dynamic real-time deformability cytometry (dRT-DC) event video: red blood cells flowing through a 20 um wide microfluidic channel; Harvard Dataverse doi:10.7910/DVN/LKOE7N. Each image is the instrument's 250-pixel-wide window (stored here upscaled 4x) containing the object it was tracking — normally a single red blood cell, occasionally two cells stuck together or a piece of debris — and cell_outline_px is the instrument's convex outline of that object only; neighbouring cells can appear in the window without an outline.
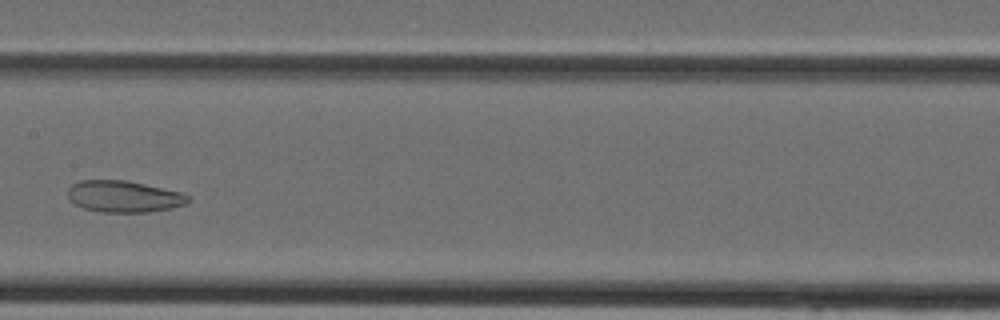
{"species": "Egyptian fruit bat (a non-hibernating species)", "species_latin": "Rousettus aegyptiacus", "temperature_condition": "cold", "stored_images_in_passage": 34, "camera_frame_rate_fps": 3000, "um_per_image_px": 0.085, "animal": {"sex": "female"}, "frame": {"image": 1, "passage_image": 15, "time_ms": 4.667, "image_size_px": [1000, 320], "cell_outline_px": [[192, 200], [184, 204], [168, 208], [148, 212], [104, 212], [84, 208], [68, 200], [68, 188], [72, 184], [80, 180], [128, 180], [184, 192], [192, 196]], "centroid_in_image_um": [10.56, 16.68], "position_along_channel_um": 196.8, "area_um2": 22.37}}
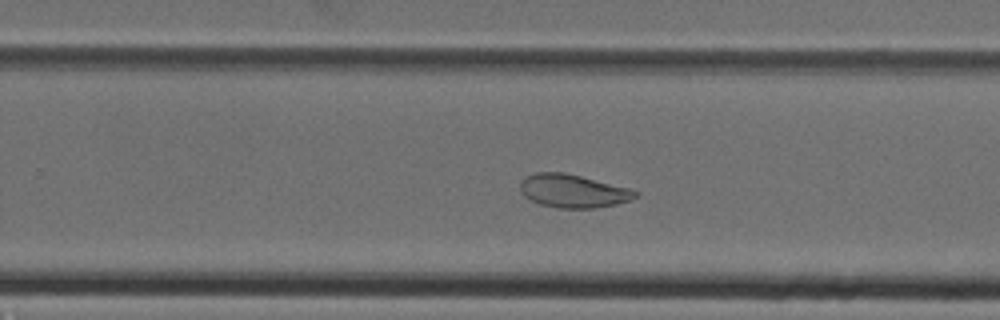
{"frame": {"image": 2, "passage_image": 20, "time_ms": 6.333, "image_size_px": [1000, 320], "cell_outline_px": [[640, 192], [632, 200], [616, 204], [596, 208], [560, 208], [540, 204], [524, 196], [520, 192], [520, 180], [524, 176], [532, 172], [564, 172], [628, 188]], "centroid_in_image_um": [48.67, 16.23], "position_along_channel_um": 281.1, "area_um2": 22.37}}
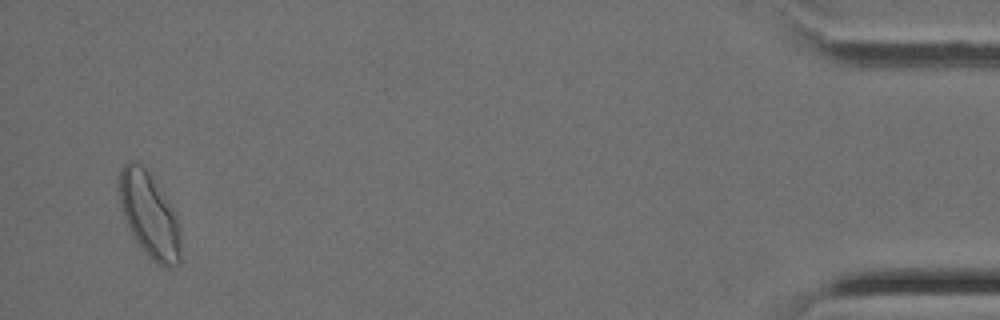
{"frame": {"image": 3, "passage_image": 33, "time_ms": 10.667, "image_size_px": [1000, 320], "cell_outline_px": [[180, 264], [176, 268], [164, 268], [156, 264], [140, 248], [124, 216], [120, 204], [120, 168], [128, 160], [132, 160], [140, 164], [144, 168], [156, 184], [180, 220]], "centroid_in_image_um": [12.73, 18.36], "position_along_channel_um": 422.5, "area_um2": 30.23}}